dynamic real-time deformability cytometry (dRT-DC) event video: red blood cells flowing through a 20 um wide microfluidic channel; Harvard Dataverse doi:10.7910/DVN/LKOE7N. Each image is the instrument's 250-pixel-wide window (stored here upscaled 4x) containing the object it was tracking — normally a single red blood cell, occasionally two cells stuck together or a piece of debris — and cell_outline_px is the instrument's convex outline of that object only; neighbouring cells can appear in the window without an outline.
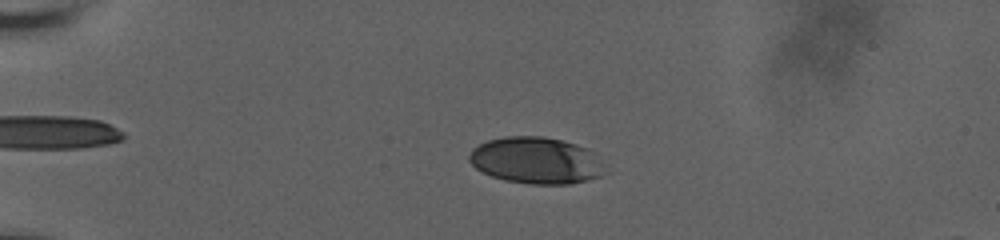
{"species": "human", "species_latin": "Homo sapiens", "temperature_condition": "room temperature", "stored_images_in_passage": 60, "camera_frame_rate_fps": 3000, "um_per_image_px": 0.085, "donor": {"sex": "male"}, "frame": {"image": 1, "passage_image": 17, "time_ms": 5.333, "image_size_px": [1000, 240], "cell_outline_px": [[608, 164], [604, 172], [600, 176], [588, 180], [568, 184], [532, 184], [504, 180], [492, 176], [476, 168], [468, 160], [468, 156], [472, 148], [488, 140], [504, 136], [544, 136], [576, 144], [588, 148], [596, 152]], "centroid_in_image_um": [45.63, 13.63], "position_along_channel_um": 39.4, "area_um2": 37.4}}
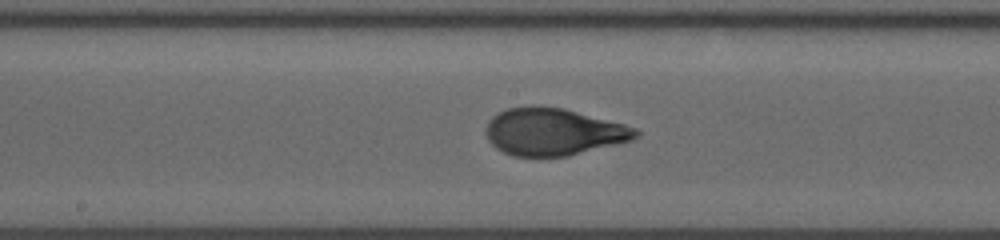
{"frame": {"image": 2, "passage_image": 35, "time_ms": 11.333, "image_size_px": [1000, 240], "cell_outline_px": [[640, 132], [632, 140], [568, 156], [512, 156], [496, 148], [488, 140], [488, 120], [496, 112], [508, 108], [564, 108], [624, 124], [636, 128]], "centroid_in_image_um": [47.05, 11.22], "position_along_channel_um": 201.1, "area_um2": 40.4}}
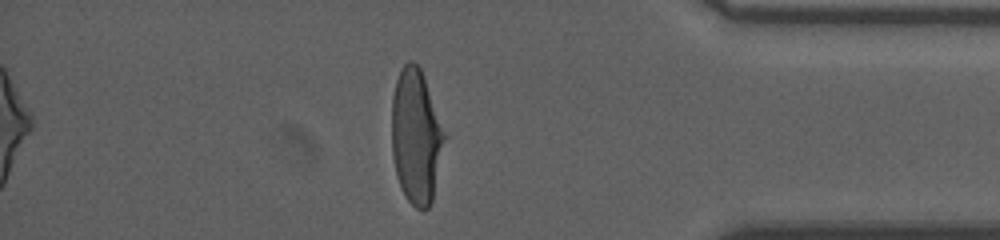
{"frame": {"image": 3, "passage_image": 53, "time_ms": 17.333, "image_size_px": [1000, 240], "cell_outline_px": [[448, 136], [432, 200], [428, 208], [416, 208], [408, 200], [396, 176], [392, 156], [392, 96], [396, 80], [404, 64], [408, 60], [412, 60], [420, 68], [424, 76]], "centroid_in_image_um": [35.4, 11.58], "position_along_channel_um": 399.8, "area_um2": 41.85}, "authors_computed_cell_mechanics": {"area_um2": 40.2288, "velocity_mm_per_s": 3.6977, "shape_relaxation_time_tau1_ms": 5.7113, "shape_relaxation_time_tau2_ms": null, "deformation_change_tau1": 0.22, "deformation_change_tau2": null}}